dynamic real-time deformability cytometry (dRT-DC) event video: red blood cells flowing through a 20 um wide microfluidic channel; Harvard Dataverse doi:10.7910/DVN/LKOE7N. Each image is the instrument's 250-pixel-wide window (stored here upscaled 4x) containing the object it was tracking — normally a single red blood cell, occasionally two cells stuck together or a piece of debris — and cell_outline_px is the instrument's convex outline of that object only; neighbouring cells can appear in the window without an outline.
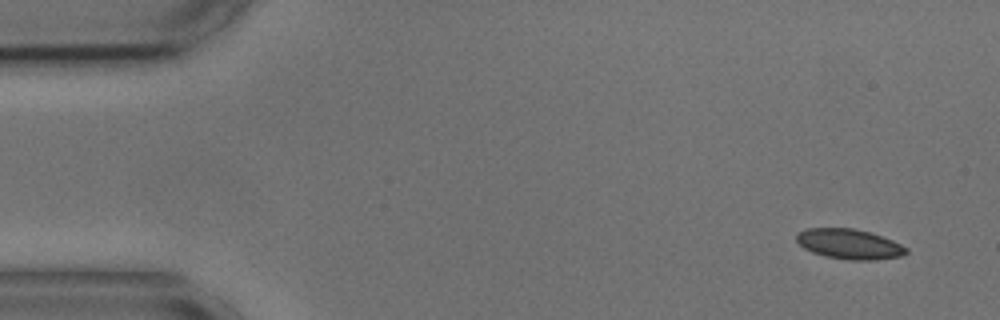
{"species": "common noctule bat (a hibernating species)", "species_latin": "Nyctalus noctula", "temperature_condition": "cold", "stored_images_in_passage": 53, "camera_frame_rate_fps": 3000, "um_per_image_px": 0.085, "animal": {"sex": "male", "body_mass_g": 17.9, "forearm_length_mm": 54.2}, "frame": {"image": 1, "passage_image": 1, "time_ms": 0.0, "image_size_px": [1000, 320], "cell_outline_px": [[908, 252], [900, 256], [876, 260], [848, 260], [824, 256], [812, 252], [804, 248], [796, 240], [796, 232], [808, 228], [852, 228], [872, 232], [892, 240], [908, 248]], "centroid_in_image_um": [72.18, 20.74], "position_along_channel_um": 12.8, "area_um2": 19.36}}
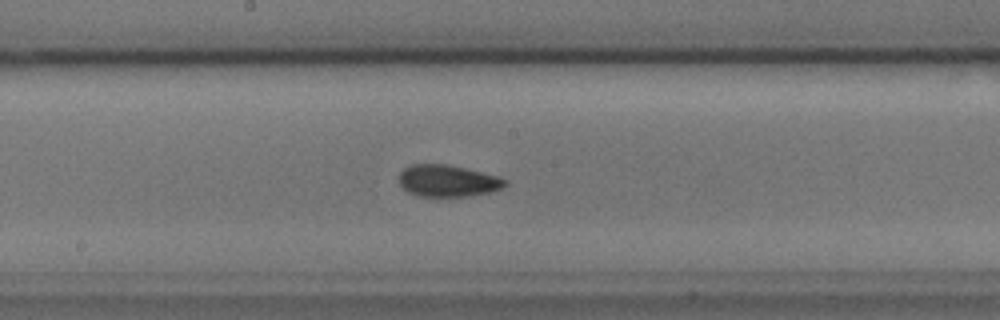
{"frame": {"image": 2, "passage_image": 26, "time_ms": 8.333, "image_size_px": [1000, 320], "cell_outline_px": [[508, 184], [504, 188], [492, 192], [468, 196], [416, 196], [400, 188], [400, 172], [404, 168], [412, 164], [444, 164], [464, 168], [500, 176], [508, 180]], "centroid_in_image_um": [38.09, 15.38], "position_along_channel_um": 210.1, "area_um2": 19.88}}
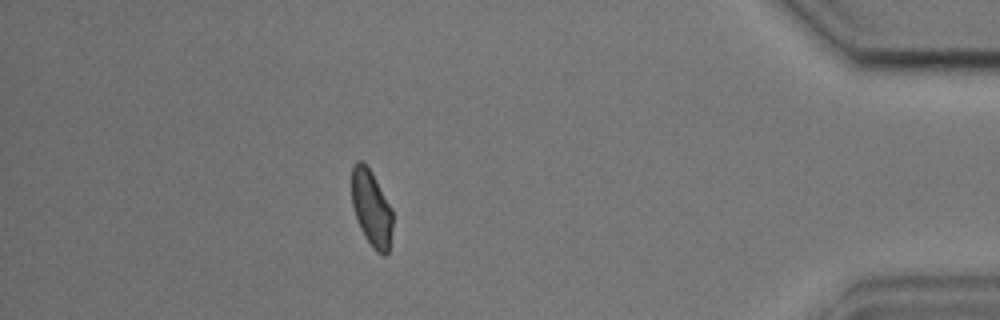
{"frame": {"image": 3, "passage_image": 46, "time_ms": 15.0, "image_size_px": [1000, 320], "cell_outline_px": [[392, 228], [388, 252], [384, 256], [376, 252], [372, 248], [364, 236], [360, 228], [352, 204], [352, 164], [356, 160], [360, 160], [372, 172], [392, 208]], "centroid_in_image_um": [31.57, 17.71], "position_along_channel_um": 403.6, "area_um2": 18.21}, "authors_computed_cell_mechanics": {"area_um2": 19.3052, "velocity_mm_per_s": 3.6118, "shape_relaxation_time_tau1_ms": 8.0816, "shape_relaxation_time_tau2_ms": 2.0094, "deformation_change_tau1": 0.1029, "deformation_change_tau2": 0.0729}}